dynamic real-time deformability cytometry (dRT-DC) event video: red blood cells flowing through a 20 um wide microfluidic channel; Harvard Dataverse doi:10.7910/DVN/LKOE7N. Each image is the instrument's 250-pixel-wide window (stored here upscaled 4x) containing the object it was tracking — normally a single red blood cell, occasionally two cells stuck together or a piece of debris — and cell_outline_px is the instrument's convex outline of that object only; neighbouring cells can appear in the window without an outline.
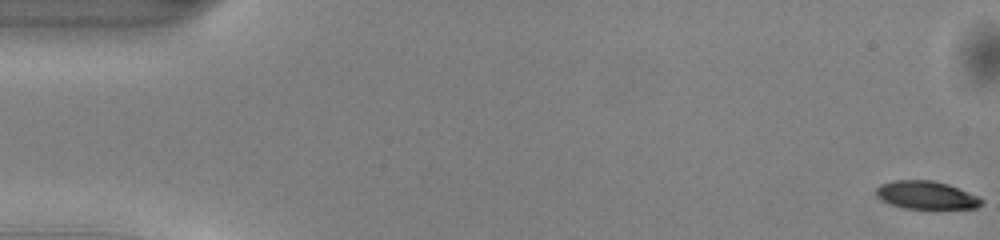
{"species": "common noctule bat (a hibernating species)", "species_latin": "Nyctalus noctula", "temperature_condition": "warm", "stored_images_in_passage": 51, "camera_frame_rate_fps": 3000, "um_per_image_px": 0.085, "animal": {"sex": "male", "body_mass_g": 13.0, "forearm_length_mm": 53.1}, "frame": {"image": 1, "passage_image": 1, "time_ms": 0.0, "image_size_px": [1000, 240], "cell_outline_px": [[984, 200], [976, 208], [904, 208], [888, 204], [876, 196], [876, 188], [880, 184], [892, 180], [932, 180], [948, 184], [968, 192]], "centroid_in_image_um": [78.67, 16.57], "position_along_channel_um": 6.3, "area_um2": 17.11}}
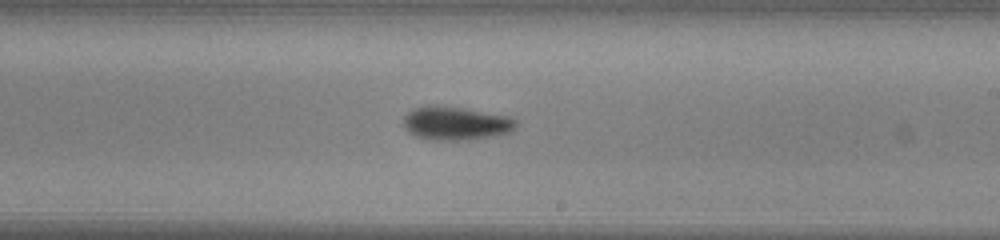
{"frame": {"image": 2, "passage_image": 30, "time_ms": 9.667, "image_size_px": [1000, 240], "cell_outline_px": [[516, 124], [512, 132], [496, 136], [472, 140], [432, 140], [416, 136], [408, 132], [404, 128], [404, 116], [412, 108], [428, 104], [436, 104], [464, 108], [508, 116], [516, 120]], "centroid_in_image_um": [38.72, 10.47], "position_along_channel_um": 250.3, "area_um2": 22.43}}
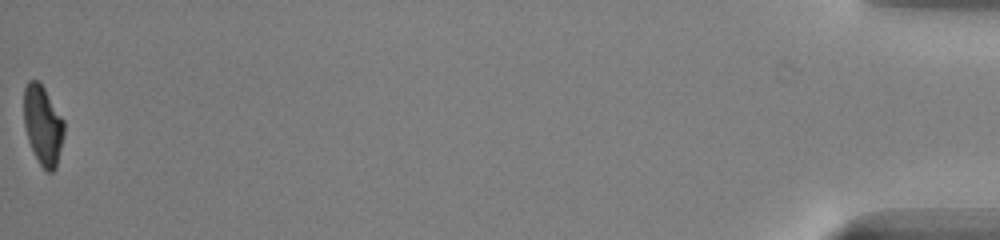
{"frame": {"image": 3, "passage_image": 51, "time_ms": 16.667, "image_size_px": [1000, 240], "cell_outline_px": [[64, 136], [56, 168], [52, 172], [48, 172], [40, 164], [28, 140], [24, 124], [24, 88], [28, 80], [36, 80], [44, 88], [64, 120]], "centroid_in_image_um": [3.65, 10.64], "position_along_channel_um": 431.5, "area_um2": 18.44}, "authors_computed_cell_mechanics": {"area_um2": 19.7676, "velocity_mm_per_s": 4.0994, "shape_relaxation_time_tau1_ms": 2.3861, "shape_relaxation_time_tau2_ms": 6.3712, "deformation_change_tau1": 0.1529, "deformation_change_tau2": 0.1277}}